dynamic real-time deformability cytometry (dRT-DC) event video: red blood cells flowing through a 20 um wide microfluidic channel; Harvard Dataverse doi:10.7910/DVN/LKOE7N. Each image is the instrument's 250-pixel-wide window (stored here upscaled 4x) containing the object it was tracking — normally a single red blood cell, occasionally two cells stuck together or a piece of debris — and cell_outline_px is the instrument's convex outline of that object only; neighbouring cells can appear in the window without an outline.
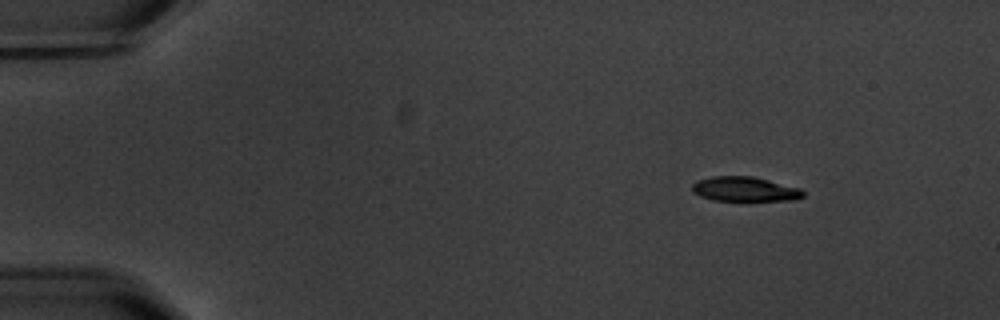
{"species": "common noctule bat (a hibernating species)", "species_latin": "Nyctalus noctula", "temperature_condition": "warm", "stored_images_in_passage": 5, "camera_frame_rate_fps": 3000, "um_per_image_px": 0.085, "animal": {"sex": "male", "body_mass_g": 20.1, "forearm_length_mm": 53.5}, "frame": {"image": 1, "passage_image": 1, "time_ms": 0.0, "image_size_px": [1000, 320], "cell_outline_px": [[804, 196], [796, 200], [748, 204], [712, 200], [700, 196], [692, 192], [692, 184], [696, 180], [712, 176], [752, 176], [800, 188], [804, 192]], "centroid_in_image_um": [63.32, 16.14], "position_along_channel_um": 21.7, "area_um2": 17.11}}
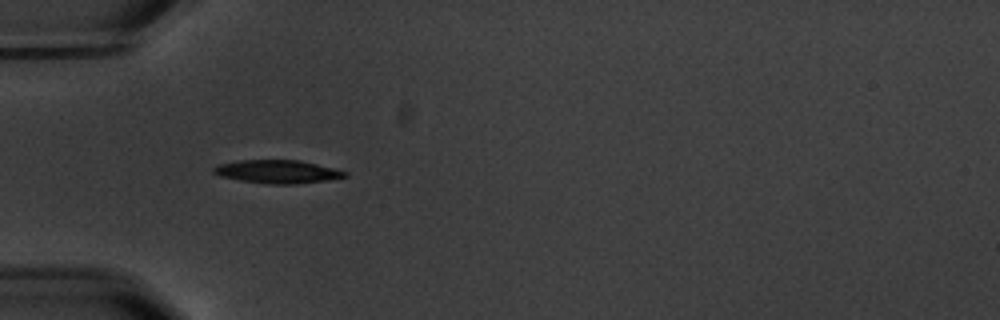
{"frame": {"image": 2, "passage_image": 4, "time_ms": 3.667, "image_size_px": [1000, 320], "cell_outline_px": [[348, 176], [328, 180], [296, 184], [264, 184], [240, 180], [220, 176], [212, 172], [212, 168], [216, 164], [240, 160], [300, 160], [348, 172]], "centroid_in_image_um": [23.55, 14.59], "position_along_channel_um": 61.5, "area_um2": 17.86}}